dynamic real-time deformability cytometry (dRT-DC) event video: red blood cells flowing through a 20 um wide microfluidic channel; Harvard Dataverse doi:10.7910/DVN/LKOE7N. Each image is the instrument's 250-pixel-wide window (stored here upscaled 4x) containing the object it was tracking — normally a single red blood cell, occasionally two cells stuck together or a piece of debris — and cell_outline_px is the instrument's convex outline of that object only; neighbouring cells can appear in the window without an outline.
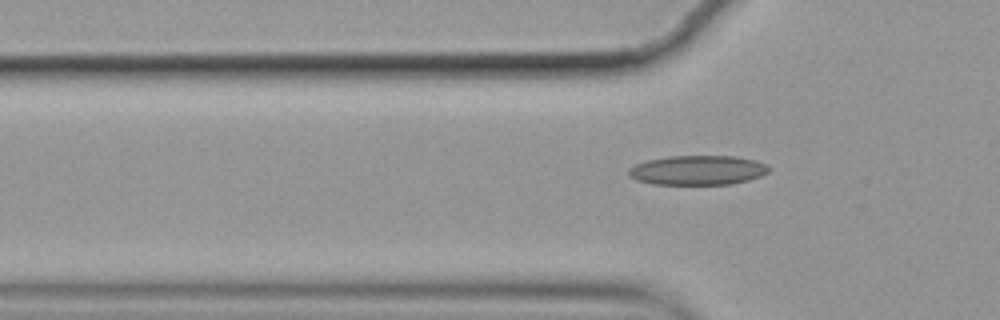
{"species": "common noctule bat (a hibernating species)", "species_latin": "Nyctalus noctula", "temperature_condition": "cold", "stored_images_in_passage": 2, "camera_frame_rate_fps": 3000, "um_per_image_px": 0.085, "animal": {"sex": "female", "body_mass_g": 19.9}, "frame": {"image": 1, "passage_image": 2, "time_ms": 0.333, "image_size_px": [1000, 320], "cell_outline_px": [[768, 172], [760, 176], [748, 180], [732, 184], [652, 184], [636, 180], [628, 176], [628, 168], [636, 164], [648, 160], [668, 156], [736, 156], [756, 160], [768, 164]], "centroid_in_image_um": [59.29, 14.46], "position_along_channel_um": 66.5, "area_um2": 24.22}}